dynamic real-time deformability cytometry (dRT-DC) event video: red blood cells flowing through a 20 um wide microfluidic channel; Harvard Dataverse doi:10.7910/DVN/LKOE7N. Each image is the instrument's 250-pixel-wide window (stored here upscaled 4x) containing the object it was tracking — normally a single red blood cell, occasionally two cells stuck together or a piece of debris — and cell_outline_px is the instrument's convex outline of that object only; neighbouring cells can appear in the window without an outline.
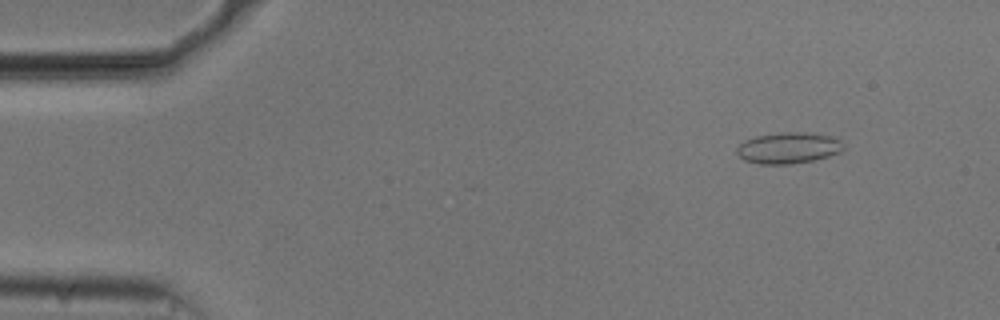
{"species": "common noctule bat (a hibernating species)", "species_latin": "Nyctalus noctula", "temperature_condition": "cold", "stored_images_in_passage": 54, "camera_frame_rate_fps": 3000, "um_per_image_px": 0.085, "animal": {"sex": "male", "body_mass_g": 20.5, "forearm_length_mm": 52.5}, "frame": {"image": 1, "passage_image": 6, "time_ms": 1.667, "image_size_px": [1000, 320], "cell_outline_px": [[844, 148], [840, 152], [828, 156], [812, 160], [788, 164], [760, 164], [744, 160], [736, 152], [736, 148], [744, 140], [756, 136], [784, 132], [804, 132], [828, 136], [840, 140], [844, 144]], "centroid_in_image_um": [66.99, 12.57], "position_along_channel_um": 18.0, "area_um2": 19.19}}
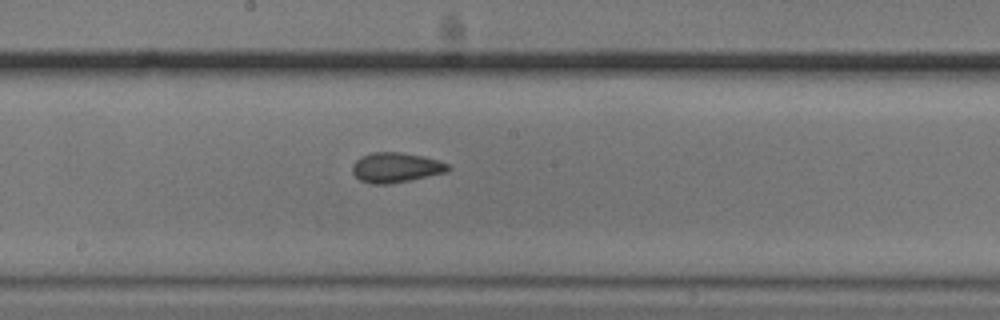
{"frame": {"image": 2, "passage_image": 29, "time_ms": 9.333, "image_size_px": [1000, 320], "cell_outline_px": [[452, 168], [448, 172], [388, 184], [372, 184], [360, 180], [352, 172], [352, 164], [360, 156], [372, 152], [400, 152], [424, 156], [448, 164]], "centroid_in_image_um": [33.64, 14.23], "position_along_channel_um": 214.6, "area_um2": 16.7}}
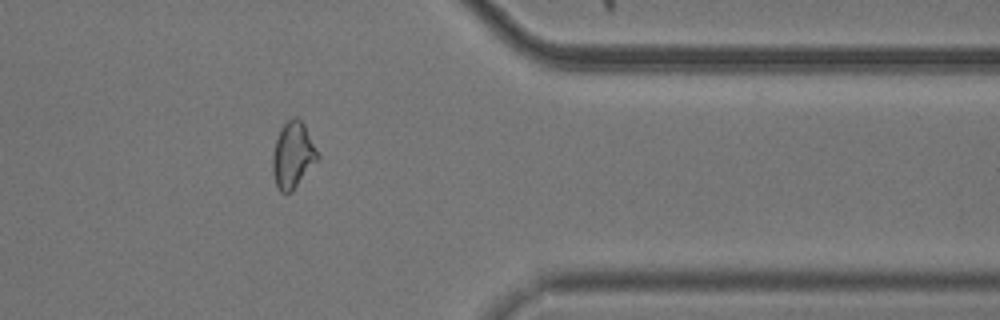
{"frame": {"image": 3, "passage_image": 44, "time_ms": 14.333, "image_size_px": [1000, 320], "cell_outline_px": [[320, 156], [292, 192], [280, 192], [276, 184], [272, 168], [272, 156], [276, 140], [280, 128], [292, 116], [296, 116], [304, 124]], "centroid_in_image_um": [24.89, 13.17], "position_along_channel_um": 386.5, "area_um2": 17.17}, "authors_computed_cell_mechanics": {"area_um2": 17.1955, "velocity_mm_per_s": 3.7463, "shape_relaxation_time_tau1_ms": null, "shape_relaxation_time_tau2_ms": 1.8031, "deformation_change_tau1": null, "deformation_change_tau2": 0.0651}}